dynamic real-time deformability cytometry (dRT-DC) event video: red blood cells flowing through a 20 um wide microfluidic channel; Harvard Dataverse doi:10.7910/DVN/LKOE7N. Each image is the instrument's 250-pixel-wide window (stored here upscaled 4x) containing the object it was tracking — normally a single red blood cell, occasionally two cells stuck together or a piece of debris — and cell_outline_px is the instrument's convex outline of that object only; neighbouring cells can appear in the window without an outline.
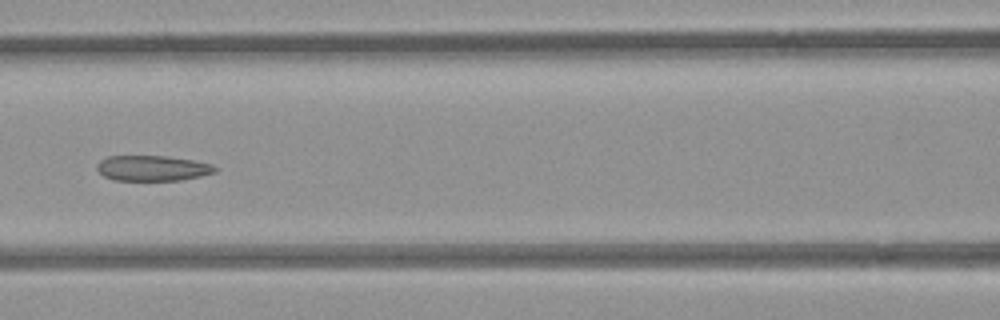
{"species": "common noctule bat (a hibernating species)", "species_latin": "Nyctalus noctula", "temperature_condition": "room temperature", "stored_images_in_passage": 7, "camera_frame_rate_fps": 3000, "um_per_image_px": 0.085, "animal": {"sex": "female", "body_mass_g": 21.9}, "frame": {"image": 1, "passage_image": 7, "time_ms": 2.0, "image_size_px": [1000, 320], "cell_outline_px": [[216, 172], [200, 176], [180, 180], [112, 180], [104, 176], [96, 168], [96, 164], [100, 160], [108, 156], [164, 156], [192, 160], [212, 164], [216, 168]], "centroid_in_image_um": [12.93, 14.29], "position_along_channel_um": 153.7, "area_um2": 17.4}}